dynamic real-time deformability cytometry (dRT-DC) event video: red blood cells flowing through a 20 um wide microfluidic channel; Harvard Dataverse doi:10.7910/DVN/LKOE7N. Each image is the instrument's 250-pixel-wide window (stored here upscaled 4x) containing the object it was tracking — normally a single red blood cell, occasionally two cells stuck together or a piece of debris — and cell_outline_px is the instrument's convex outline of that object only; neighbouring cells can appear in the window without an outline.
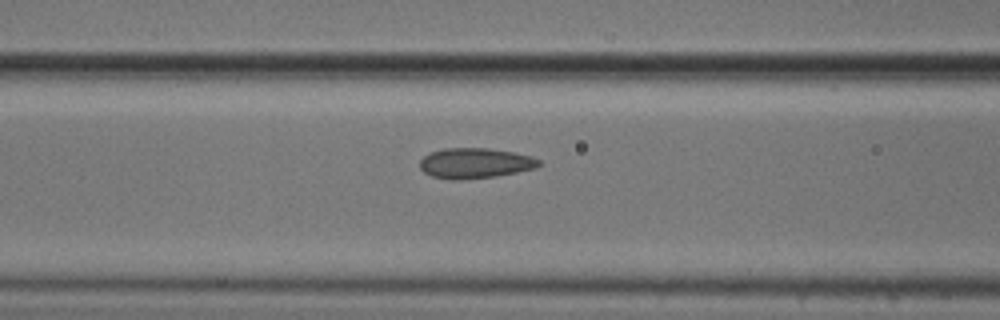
{"species": "common noctule bat (a hibernating species)", "species_latin": "Nyctalus noctula", "temperature_condition": "cold", "stored_images_in_passage": 18, "camera_frame_rate_fps": 3000, "um_per_image_px": 0.085, "animal": {"sex": "male", "body_mass_g": 20.5, "forearm_length_mm": 52.5}, "frame": {"image": 1, "passage_image": 16, "time_ms": 5.0, "image_size_px": [1000, 320], "cell_outline_px": [[544, 164], [536, 168], [496, 176], [460, 180], [452, 180], [432, 176], [424, 172], [420, 168], [420, 160], [424, 156], [432, 152], [444, 148], [488, 148], [512, 152], [532, 156], [540, 160]], "centroid_in_image_um": [40.4, 13.87], "position_along_channel_um": 126.2, "area_um2": 21.1}}